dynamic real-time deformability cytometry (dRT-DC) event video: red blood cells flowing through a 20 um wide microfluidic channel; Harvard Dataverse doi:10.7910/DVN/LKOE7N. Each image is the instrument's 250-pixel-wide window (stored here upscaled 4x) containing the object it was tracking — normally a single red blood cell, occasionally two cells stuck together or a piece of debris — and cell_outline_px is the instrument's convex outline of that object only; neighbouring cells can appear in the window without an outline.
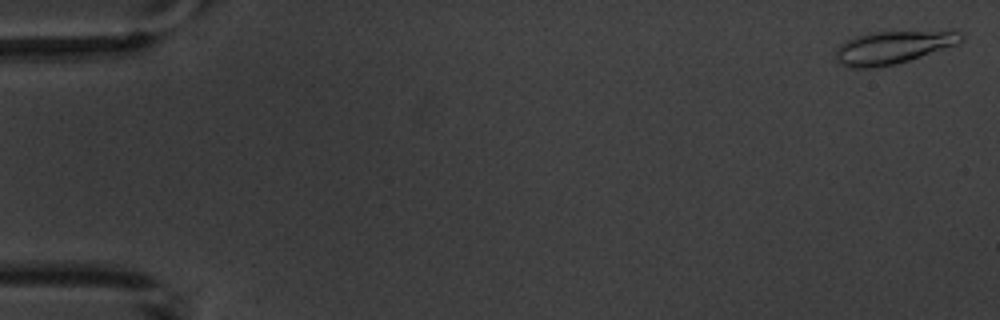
{"species": "common noctule bat (a hibernating species)", "species_latin": "Nyctalus noctula", "temperature_condition": "warm", "stored_images_in_passage": 5, "camera_frame_rate_fps": 3000, "um_per_image_px": 0.085, "animal": {"sex": "male", "body_mass_g": 20.1, "forearm_length_mm": 53.5}, "frame": {"image": 1, "passage_image": 1, "time_ms": 0.0, "image_size_px": [1000, 320], "cell_outline_px": [[964, 40], [956, 44], [896, 64], [872, 68], [848, 68], [840, 64], [836, 60], [836, 48], [840, 44], [856, 36], [876, 32], [960, 32], [964, 36]], "centroid_in_image_um": [75.82, 4.05], "position_along_channel_um": 9.2, "area_um2": 23.41}}